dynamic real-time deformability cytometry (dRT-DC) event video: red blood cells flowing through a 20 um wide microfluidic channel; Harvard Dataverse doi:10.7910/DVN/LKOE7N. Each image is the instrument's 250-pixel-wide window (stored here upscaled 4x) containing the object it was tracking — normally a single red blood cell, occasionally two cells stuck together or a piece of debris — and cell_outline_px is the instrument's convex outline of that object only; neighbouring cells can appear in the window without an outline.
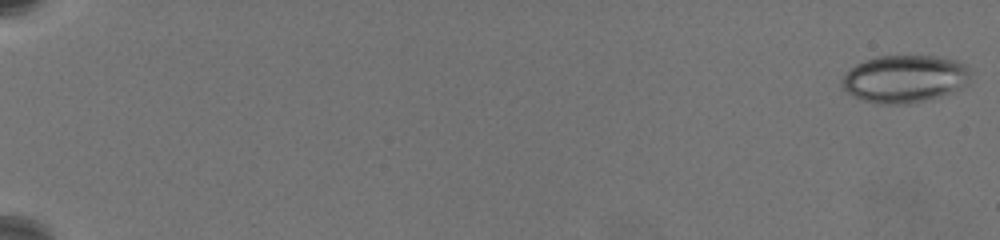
{"species": "common noctule bat (a hibernating species)", "species_latin": "Nyctalus noctula", "temperature_condition": "warm", "stored_images_in_passage": 65, "camera_frame_rate_fps": 3000, "um_per_image_px": 0.085, "animal": {"sex": "female", "body_mass_g": 19.5, "forearm_length_mm": 54.1}, "frame": {"image": 1, "passage_image": 1, "time_ms": 0.0, "image_size_px": [1000, 240], "cell_outline_px": [[972, 72], [968, 84], [948, 92], [912, 104], [876, 104], [864, 100], [848, 92], [840, 84], [840, 80], [856, 64], [864, 60], [876, 56], [936, 56], [956, 60], [964, 64]], "centroid_in_image_um": [76.9, 6.69], "position_along_channel_um": 8.1, "area_um2": 35.43}}
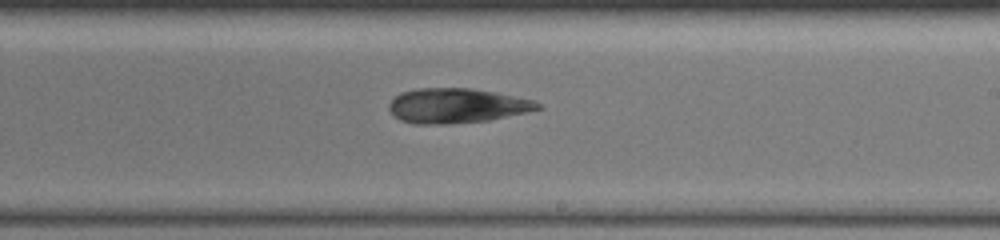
{"frame": {"image": 2, "passage_image": 42, "time_ms": 13.667, "image_size_px": [1000, 240], "cell_outline_px": [[544, 108], [488, 120], [448, 124], [412, 124], [400, 120], [388, 108], [388, 104], [400, 92], [420, 88], [472, 88], [496, 92], [536, 100]], "centroid_in_image_um": [38.84, 8.98], "position_along_channel_um": 250.2, "area_um2": 30.17}}
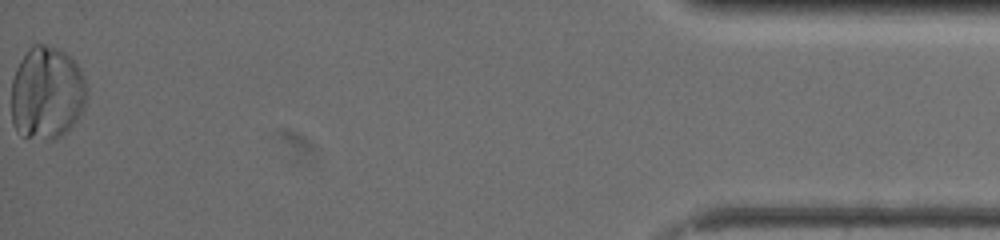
{"frame": {"image": 3, "passage_image": 65, "time_ms": 21.333, "image_size_px": [1000, 240], "cell_outline_px": [[84, 108], [68, 132], [52, 140], [24, 136], [16, 132], [12, 124], [12, 80], [16, 68], [20, 60], [28, 48], [32, 44], [44, 44], [56, 48], [64, 52], [80, 68], [84, 80]], "centroid_in_image_um": [3.94, 7.92], "position_along_channel_um": 431.3, "area_um2": 40.75}}